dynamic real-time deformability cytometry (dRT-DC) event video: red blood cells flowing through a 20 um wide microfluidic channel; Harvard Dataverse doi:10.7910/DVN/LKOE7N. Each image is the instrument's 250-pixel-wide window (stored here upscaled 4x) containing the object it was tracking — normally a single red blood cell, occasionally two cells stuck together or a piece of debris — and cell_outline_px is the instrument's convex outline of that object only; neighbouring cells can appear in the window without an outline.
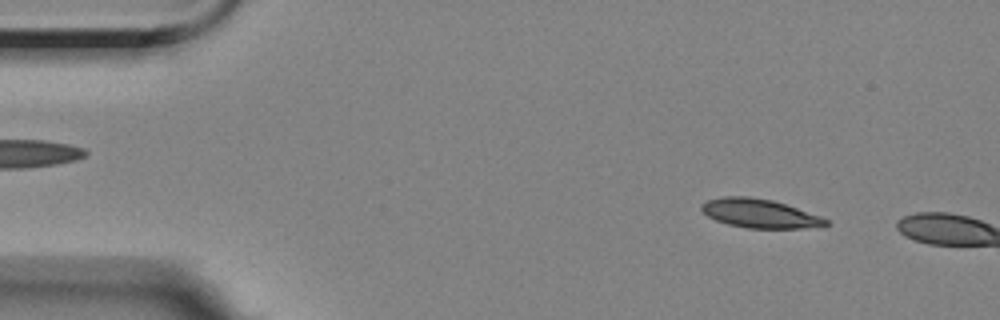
{"species": "Egyptian fruit bat (a non-hibernating species)", "species_latin": "Rousettus aegyptiacus", "temperature_condition": "room temperature", "stored_images_in_passage": 8, "camera_frame_rate_fps": 3000, "um_per_image_px": 0.085, "animal": {"sex": "female"}, "frame": {"image": 1, "passage_image": 6, "time_ms": 1.667, "image_size_px": [1000, 320], "cell_outline_px": [[832, 224], [824, 228], [748, 228], [728, 224], [716, 220], [708, 216], [700, 208], [700, 204], [708, 200], [724, 196], [748, 196], [772, 200], [820, 216], [828, 220]], "centroid_in_image_um": [64.62, 18.15], "position_along_channel_um": 20.4, "area_um2": 20.98}}